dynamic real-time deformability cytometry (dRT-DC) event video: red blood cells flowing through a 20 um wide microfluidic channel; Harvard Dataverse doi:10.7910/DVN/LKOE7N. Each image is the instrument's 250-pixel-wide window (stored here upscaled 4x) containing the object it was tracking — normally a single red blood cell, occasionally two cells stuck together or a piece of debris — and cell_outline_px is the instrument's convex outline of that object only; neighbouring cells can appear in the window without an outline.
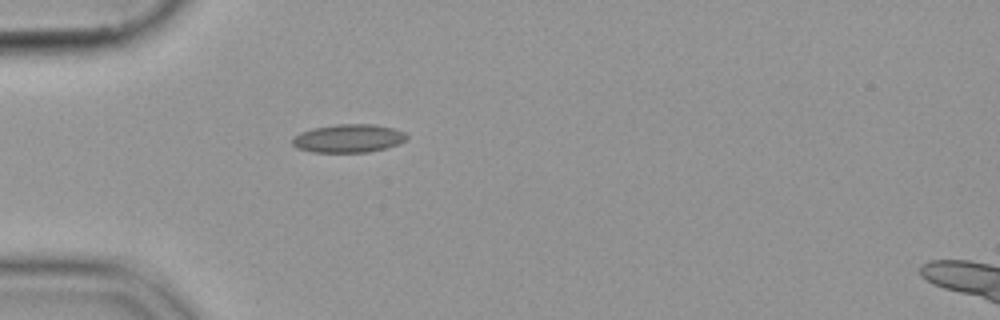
{"species": "common noctule bat (a hibernating species)", "species_latin": "Nyctalus noctula", "temperature_condition": "cold", "stored_images_in_passage": 40, "camera_frame_rate_fps": 3000, "um_per_image_px": 0.085, "animal": {"sex": "female", "body_mass_g": 19.9}, "frame": {"image": 1, "passage_image": 1, "time_ms": 0.0, "image_size_px": [1000, 320], "cell_outline_px": [[408, 136], [404, 140], [396, 144], [384, 148], [368, 152], [312, 152], [296, 148], [292, 144], [292, 140], [300, 132], [312, 128], [336, 124], [376, 124], [392, 128], [404, 132]], "centroid_in_image_um": [29.58, 11.75], "position_along_channel_um": 55.4, "area_um2": 18.73}}
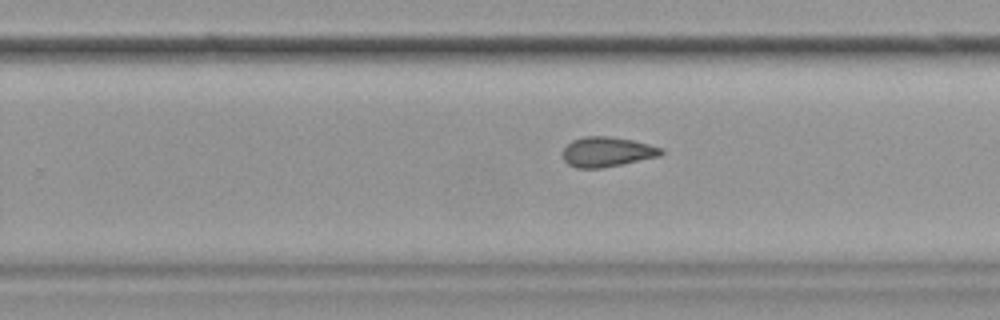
{"frame": {"image": 2, "passage_image": 20, "time_ms": 6.333, "image_size_px": [1000, 320], "cell_outline_px": [[664, 152], [660, 156], [604, 168], [576, 168], [568, 164], [564, 160], [564, 148], [572, 140], [584, 136], [608, 136], [632, 140], [664, 148]], "centroid_in_image_um": [51.62, 12.91], "position_along_channel_um": 278.2, "area_um2": 17.17}}
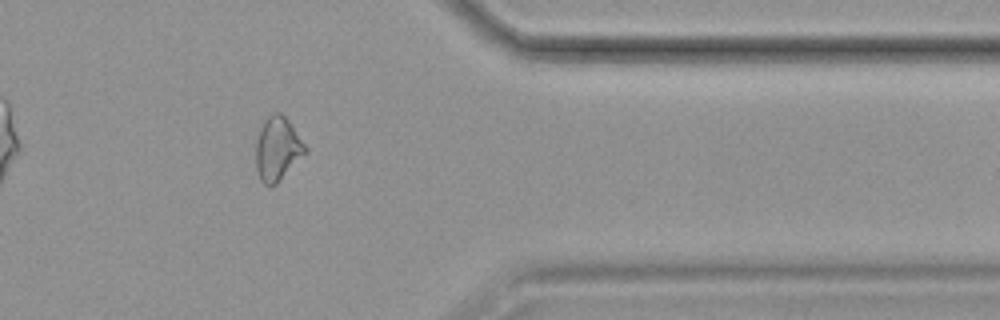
{"frame": {"image": 3, "passage_image": 30, "time_ms": 9.667, "image_size_px": [1000, 320], "cell_outline_px": [[308, 152], [276, 184], [268, 188], [260, 180], [256, 168], [256, 140], [260, 128], [264, 120], [272, 112], [280, 112], [288, 120], [308, 148]], "centroid_in_image_um": [23.59, 12.66], "position_along_channel_um": 387.8, "area_um2": 18.55}}